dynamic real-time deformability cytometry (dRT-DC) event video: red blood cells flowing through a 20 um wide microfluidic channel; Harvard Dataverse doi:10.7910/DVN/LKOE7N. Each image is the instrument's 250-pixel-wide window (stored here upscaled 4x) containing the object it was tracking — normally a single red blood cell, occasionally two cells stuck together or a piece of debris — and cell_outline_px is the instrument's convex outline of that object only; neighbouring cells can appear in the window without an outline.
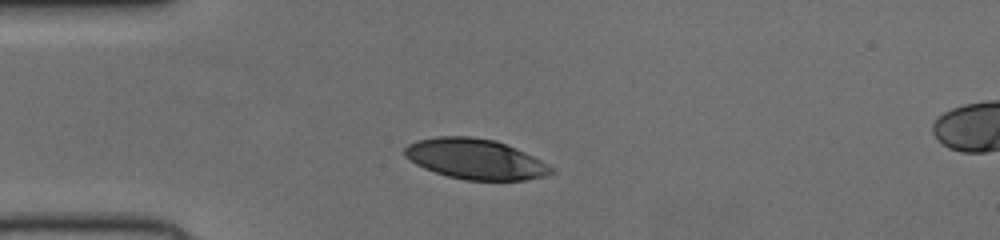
{"species": "human", "species_latin": "Homo sapiens", "temperature_condition": "cold", "stored_images_in_passage": 31, "camera_frame_rate_fps": 3000, "um_per_image_px": 0.085, "donor": {"sex": "female"}, "frame": {"image": 1, "passage_image": 1, "time_ms": 0.0, "image_size_px": [1000, 240], "cell_outline_px": [[556, 172], [544, 176], [524, 180], [464, 180], [448, 176], [424, 168], [416, 164], [404, 156], [404, 148], [408, 144], [416, 140], [436, 136], [472, 136], [496, 140], [516, 148], [556, 168]], "centroid_in_image_um": [40.4, 13.51], "position_along_channel_um": 44.6, "area_um2": 34.56}}
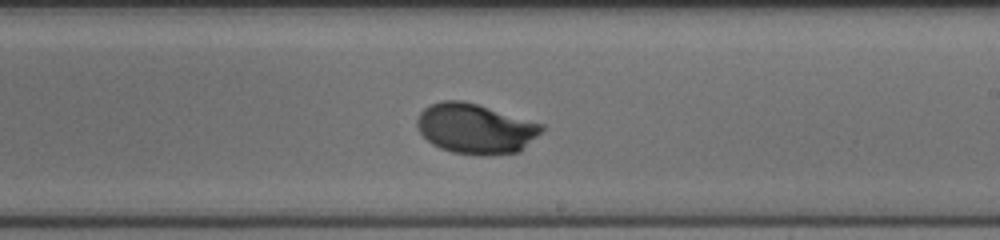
{"frame": {"image": 2, "passage_image": 18, "time_ms": 5.667, "image_size_px": [1000, 240], "cell_outline_px": [[544, 128], [520, 152], [492, 156], [480, 156], [452, 152], [440, 148], [432, 144], [420, 132], [416, 124], [416, 120], [420, 112], [424, 108], [440, 100], [464, 100], [544, 124]], "centroid_in_image_um": [40.41, 10.94], "position_along_channel_um": 248.6, "area_um2": 36.59}}
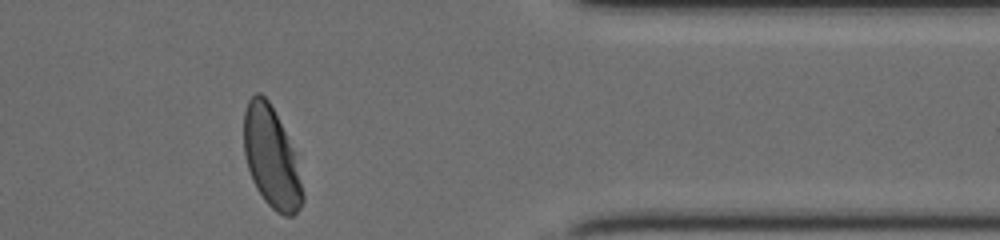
{"frame": {"image": 3, "passage_image": 30, "time_ms": 9.667, "image_size_px": [1000, 240], "cell_outline_px": [[304, 200], [300, 208], [292, 216], [284, 216], [276, 212], [264, 200], [256, 188], [252, 180], [244, 156], [244, 112], [248, 100], [256, 92], [260, 92], [268, 100], [284, 132], [292, 152], [304, 196]], "centroid_in_image_um": [23.02, 13.42], "position_along_channel_um": 388.4, "area_um2": 33.58}}